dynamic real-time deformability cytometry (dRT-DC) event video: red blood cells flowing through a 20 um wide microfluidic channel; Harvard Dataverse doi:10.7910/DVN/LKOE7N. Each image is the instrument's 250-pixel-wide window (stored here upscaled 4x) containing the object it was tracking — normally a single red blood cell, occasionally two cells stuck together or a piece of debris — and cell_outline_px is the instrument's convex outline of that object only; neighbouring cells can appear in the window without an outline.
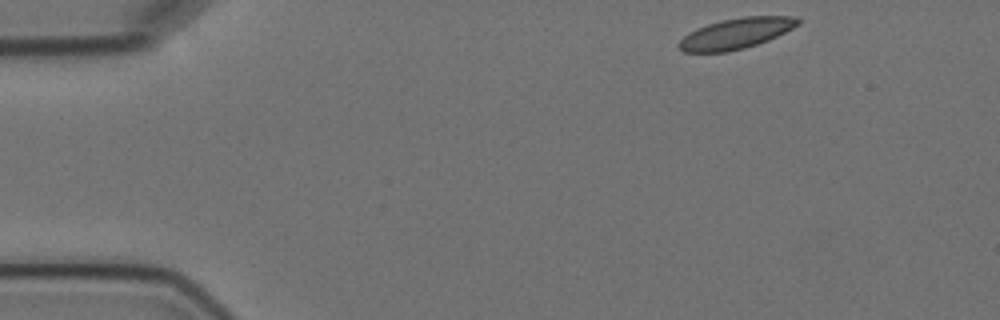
{"species": "Egyptian fruit bat (a non-hibernating species)", "species_latin": "Rousettus aegyptiacus", "temperature_condition": "cold", "stored_images_in_passage": 7, "camera_frame_rate_fps": 3000, "um_per_image_px": 0.085, "animal": {"sex": "female"}, "frame": {"image": 1, "passage_image": 1, "time_ms": 0.0, "image_size_px": [1000, 320], "cell_outline_px": [[804, 20], [800, 24], [768, 40], [744, 48], [728, 52], [684, 52], [676, 48], [676, 44], [688, 32], [696, 28], [720, 20], [744, 16], [796, 16]], "centroid_in_image_um": [62.55, 2.84], "position_along_channel_um": 22.5, "area_um2": 21.5}}
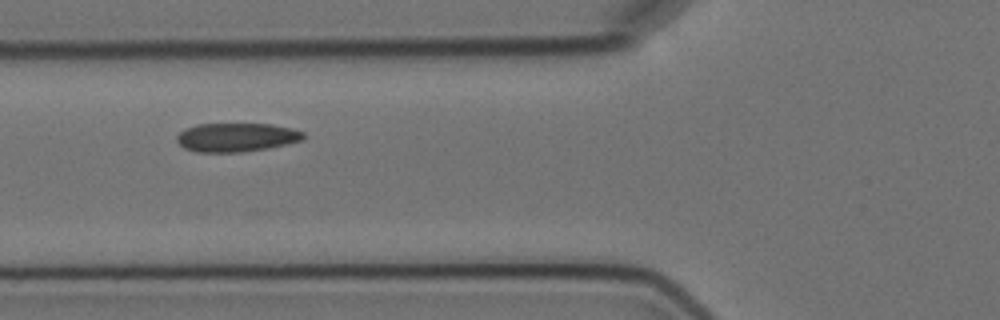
{"frame": {"image": 2, "passage_image": 5, "time_ms": 4.667, "image_size_px": [1000, 320], "cell_outline_px": [[304, 140], [268, 148], [240, 152], [196, 152], [184, 148], [176, 140], [176, 136], [184, 128], [196, 124], [272, 124], [292, 128], [304, 132]], "centroid_in_image_um": [20.09, 11.67], "position_along_channel_um": 105.7, "area_um2": 21.33}}
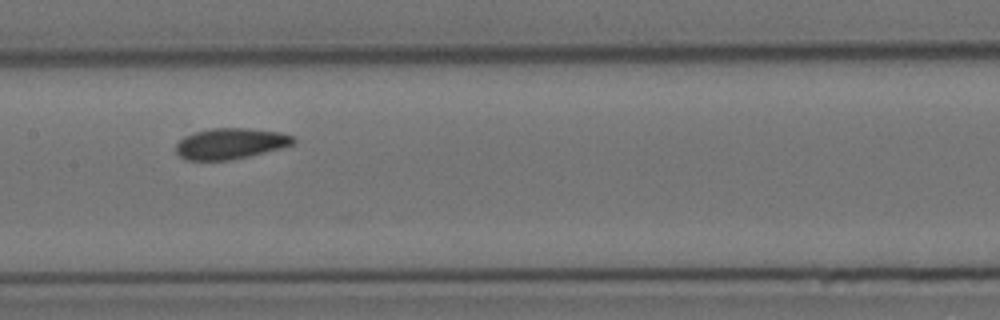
{"frame": {"image": 3, "passage_image": 7, "time_ms": 7.0, "image_size_px": [1000, 320], "cell_outline_px": [[296, 140], [292, 144], [280, 148], [248, 156], [228, 160], [184, 160], [176, 152], [176, 144], [184, 136], [196, 132], [212, 128], [248, 128], [280, 132], [292, 136]], "centroid_in_image_um": [19.56, 12.2], "position_along_channel_um": 187.8, "area_um2": 20.92}}